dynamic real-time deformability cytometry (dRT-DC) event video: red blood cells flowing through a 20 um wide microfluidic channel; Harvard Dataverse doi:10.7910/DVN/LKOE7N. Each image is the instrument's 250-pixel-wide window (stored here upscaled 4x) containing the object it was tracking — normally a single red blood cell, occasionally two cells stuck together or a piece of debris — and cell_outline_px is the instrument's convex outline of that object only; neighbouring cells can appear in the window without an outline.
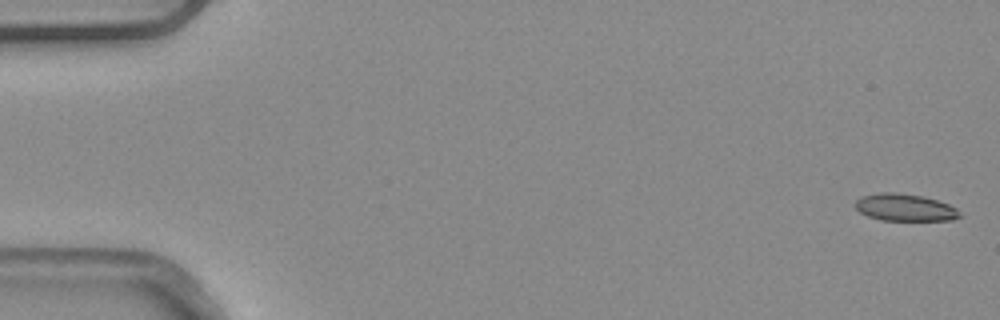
{"species": "common noctule bat (a hibernating species)", "species_latin": "Nyctalus noctula", "temperature_condition": "warm", "stored_images_in_passage": 6, "camera_frame_rate_fps": 3000, "um_per_image_px": 0.085, "animal": {"sex": "male", "body_mass_g": 20.4}, "frame": {"image": 1, "passage_image": 1, "time_ms": 0.0, "image_size_px": [1000, 320], "cell_outline_px": [[960, 216], [952, 220], [880, 220], [868, 216], [860, 212], [852, 204], [860, 196], [880, 192], [896, 192], [920, 196], [936, 200], [948, 204], [956, 208]], "centroid_in_image_um": [76.84, 17.63], "position_along_channel_um": 8.2, "area_um2": 16.47}}
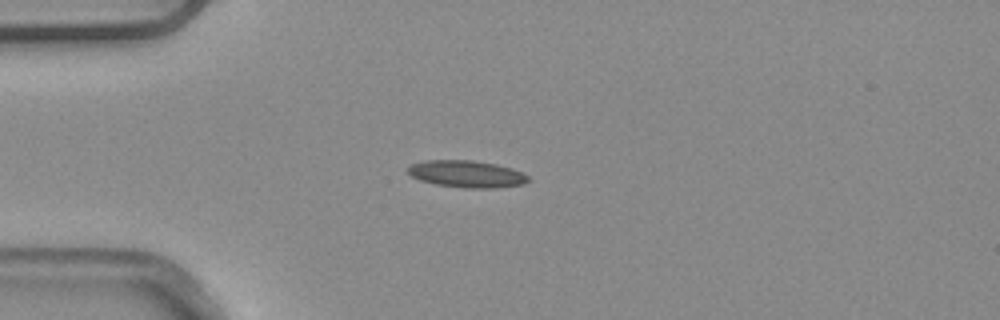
{"frame": {"image": 2, "passage_image": 4, "time_ms": 1.0, "image_size_px": [1000, 320], "cell_outline_px": [[532, 180], [524, 184], [496, 188], [464, 188], [436, 184], [420, 180], [412, 176], [408, 172], [408, 168], [412, 164], [424, 160], [472, 160], [496, 164], [512, 168], [524, 172]], "centroid_in_image_um": [39.73, 14.79], "position_along_channel_um": 45.3, "area_um2": 19.07}}
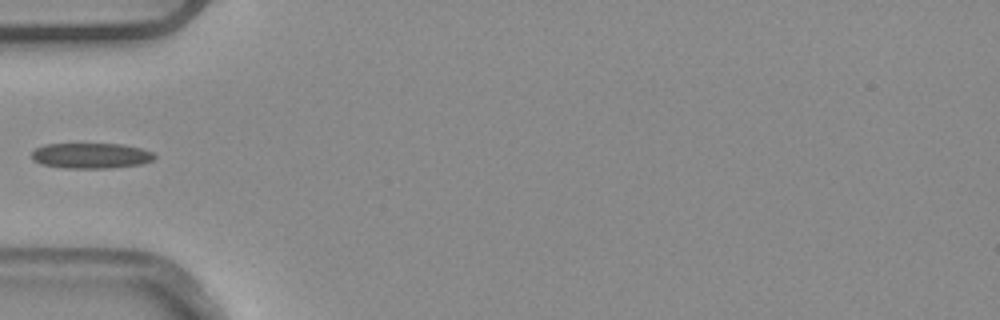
{"frame": {"image": 3, "passage_image": 5, "time_ms": 1.333, "image_size_px": [1000, 320], "cell_outline_px": [[156, 156], [152, 160], [140, 164], [108, 168], [64, 168], [40, 164], [32, 160], [32, 152], [36, 148], [44, 144], [124, 144], [140, 148], [152, 152]], "centroid_in_image_um": [7.7, 13.23], "position_along_channel_um": 77.3, "area_um2": 18.21}}